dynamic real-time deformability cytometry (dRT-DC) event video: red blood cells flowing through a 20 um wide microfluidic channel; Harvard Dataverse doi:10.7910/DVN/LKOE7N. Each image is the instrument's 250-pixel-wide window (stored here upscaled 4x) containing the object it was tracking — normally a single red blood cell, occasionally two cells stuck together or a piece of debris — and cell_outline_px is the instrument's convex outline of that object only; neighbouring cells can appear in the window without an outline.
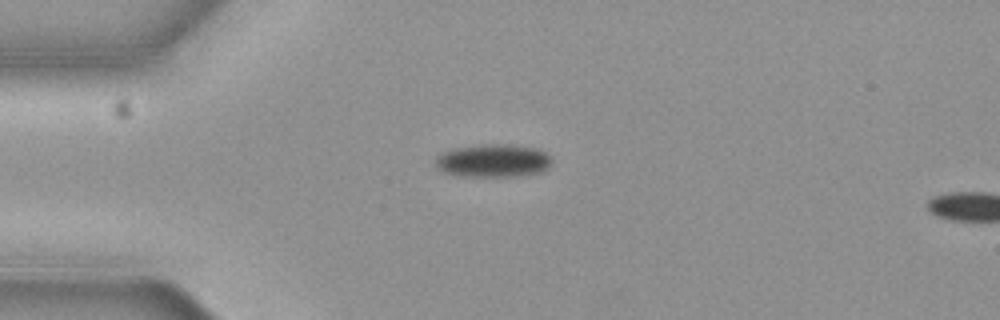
{"species": "common noctule bat (a hibernating species)", "species_latin": "Nyctalus noctula", "temperature_condition": "cold", "stored_images_in_passage": 1, "camera_frame_rate_fps": 3000, "um_per_image_px": 0.085, "animal": {"sex": "female", "body_mass_g": 19.3, "forearm_length_mm": 54.1}, "frame": {"image": 1, "passage_image": 1, "time_ms": 0.0, "image_size_px": [1000, 320], "cell_outline_px": [[552, 164], [544, 172], [512, 176], [464, 176], [440, 172], [436, 164], [436, 156], [444, 152], [456, 148], [484, 144], [504, 144], [532, 148], [544, 152], [552, 160]], "centroid_in_image_um": [41.91, 13.67], "position_along_channel_um": 43.1, "area_um2": 22.2}}